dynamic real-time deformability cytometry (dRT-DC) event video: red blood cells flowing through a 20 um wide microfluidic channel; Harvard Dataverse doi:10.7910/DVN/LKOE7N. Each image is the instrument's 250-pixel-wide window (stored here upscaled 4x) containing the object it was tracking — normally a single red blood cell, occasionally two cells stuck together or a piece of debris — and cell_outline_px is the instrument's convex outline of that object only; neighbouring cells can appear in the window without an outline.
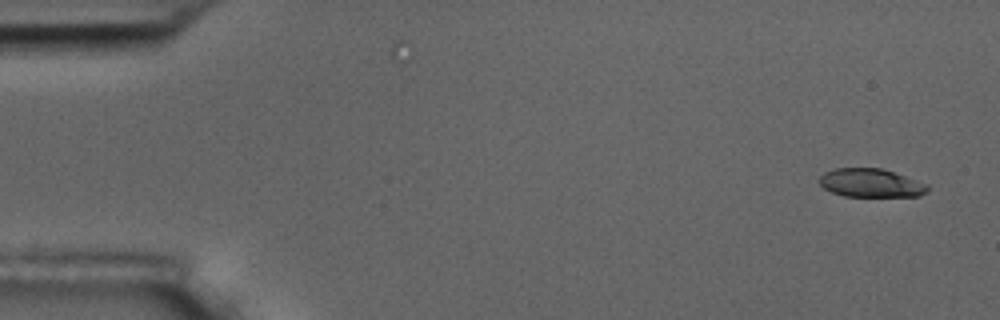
{"species": "common noctule bat (a hibernating species)", "species_latin": "Nyctalus noctula", "temperature_condition": "room temperature", "stored_images_in_passage": 6, "camera_frame_rate_fps": 3000, "um_per_image_px": 0.085, "animal": {"sex": "male", "body_mass_g": 17.5, "forearm_length_mm": 52.3}, "frame": {"image": 1, "passage_image": 1, "time_ms": 0.0, "image_size_px": [1000, 320], "cell_outline_px": [[928, 188], [920, 196], [844, 196], [832, 192], [824, 188], [820, 184], [820, 176], [824, 172], [836, 168], [880, 168], [928, 184]], "centroid_in_image_um": [73.99, 15.55], "position_along_channel_um": 11.0, "area_um2": 17.69}}